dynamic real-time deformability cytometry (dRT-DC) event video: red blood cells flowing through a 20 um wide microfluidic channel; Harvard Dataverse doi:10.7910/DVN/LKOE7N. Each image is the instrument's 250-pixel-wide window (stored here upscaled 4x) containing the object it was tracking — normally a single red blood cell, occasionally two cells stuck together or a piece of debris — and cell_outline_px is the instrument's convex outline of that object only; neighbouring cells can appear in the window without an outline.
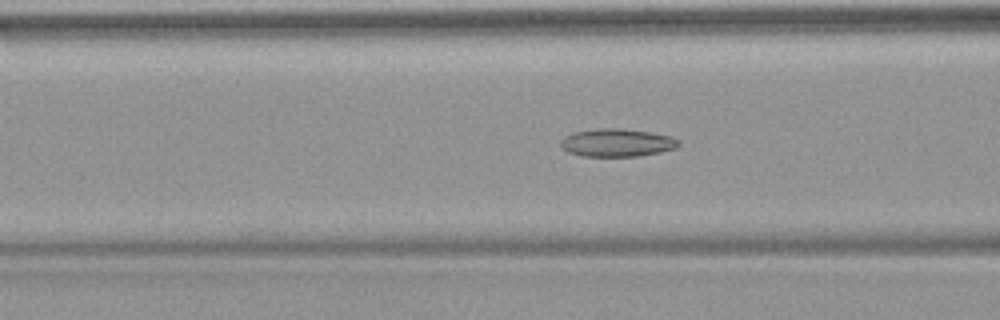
{"species": "common noctule bat (a hibernating species)", "species_latin": "Nyctalus noctula", "temperature_condition": "warm", "stored_images_in_passage": 48, "camera_frame_rate_fps": 3000, "um_per_image_px": 0.085, "animal": {"sex": "female", "body_mass_g": 18.4}, "frame": {"image": 1, "passage_image": 16, "time_ms": 5.0, "image_size_px": [1000, 320], "cell_outline_px": [[680, 144], [676, 148], [660, 152], [636, 156], [584, 156], [568, 152], [560, 144], [560, 140], [564, 136], [572, 132], [596, 128], [624, 128], [672, 136], [680, 140]], "centroid_in_image_um": [52.44, 12.11], "position_along_channel_um": 114.2, "area_um2": 19.31}}
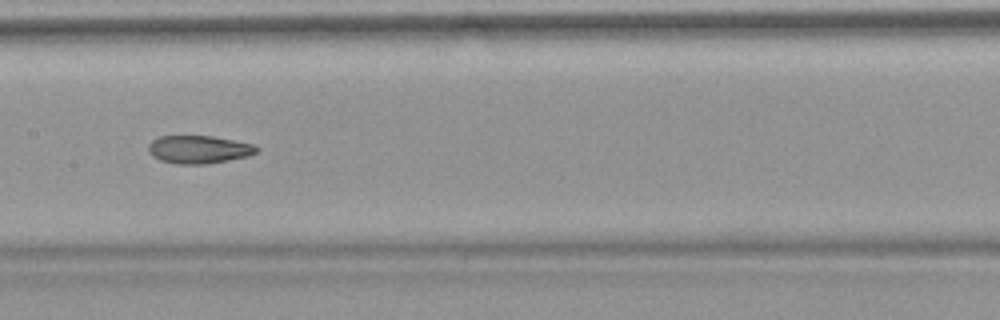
{"frame": {"image": 2, "passage_image": 22, "time_ms": 7.0, "image_size_px": [1000, 320], "cell_outline_px": [[260, 148], [256, 152], [248, 156], [208, 164], [176, 164], [160, 160], [152, 156], [148, 152], [148, 144], [152, 140], [160, 136], [212, 136], [256, 144]], "centroid_in_image_um": [16.9, 12.7], "position_along_channel_um": 190.5, "area_um2": 17.8}}
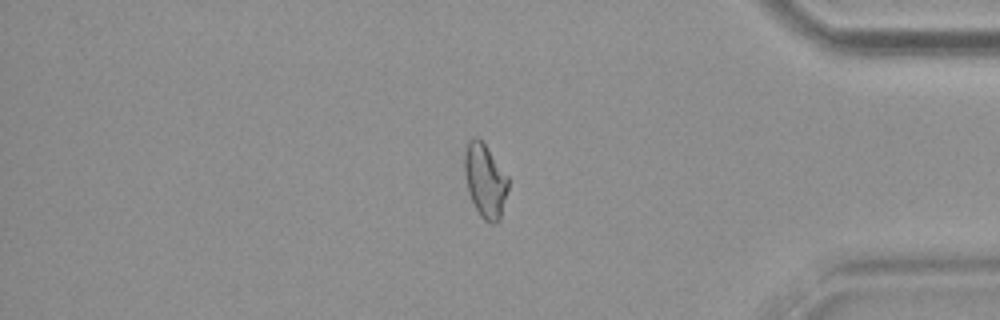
{"frame": {"image": 3, "passage_image": 40, "time_ms": 13.0, "image_size_px": [1000, 320], "cell_outline_px": [[508, 188], [500, 220], [496, 224], [488, 224], [480, 216], [468, 192], [464, 172], [464, 152], [468, 140], [472, 136], [476, 136], [484, 144], [508, 176]], "centroid_in_image_um": [41.22, 15.37], "position_along_channel_um": 394.0, "area_um2": 18.84}, "authors_computed_cell_mechanics": {"area_um2": 18.9584, "velocity_mm_per_s": 3.8198, "shape_relaxation_time_tau1_ms": null, "shape_relaxation_time_tau2_ms": 2.5146, "deformation_change_tau1": null, "deformation_change_tau2": 0.0922}}